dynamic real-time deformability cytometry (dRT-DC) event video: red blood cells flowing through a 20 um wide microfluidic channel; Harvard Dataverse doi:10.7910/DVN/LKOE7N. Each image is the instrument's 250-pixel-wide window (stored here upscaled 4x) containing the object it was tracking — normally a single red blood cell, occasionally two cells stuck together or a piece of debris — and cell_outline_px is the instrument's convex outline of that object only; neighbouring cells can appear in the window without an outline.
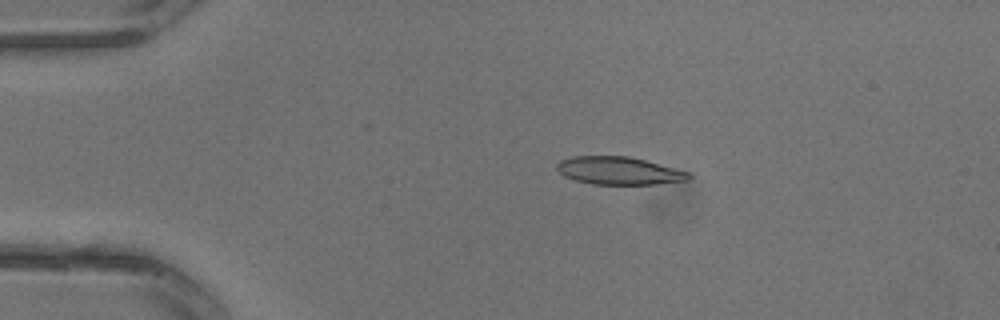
{"species": "common noctule bat (a hibernating species)", "species_latin": "Nyctalus noctula", "temperature_condition": "warm", "stored_images_in_passage": 15, "camera_frame_rate_fps": 3000, "um_per_image_px": 0.085, "animal": {"sex": "male", "body_mass_g": 13.3}, "frame": {"image": 1, "passage_image": 2, "time_ms": 0.333, "image_size_px": [1000, 320], "cell_outline_px": [[692, 176], [688, 180], [656, 184], [592, 184], [576, 180], [564, 176], [556, 168], [556, 164], [560, 160], [572, 156], [628, 156], [644, 160], [688, 172]], "centroid_in_image_um": [52.57, 14.51], "position_along_channel_um": 32.4, "area_um2": 21.15}}
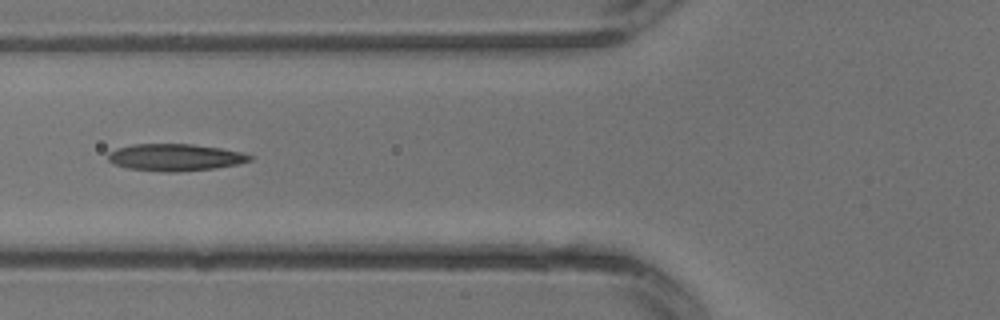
{"frame": {"image": 2, "passage_image": 8, "time_ms": 2.333, "image_size_px": [1000, 320], "cell_outline_px": [[252, 160], [236, 164], [216, 168], [176, 172], [164, 172], [128, 168], [112, 164], [108, 160], [108, 152], [116, 148], [132, 144], [192, 144], [220, 148], [244, 152], [252, 156]], "centroid_in_image_um": [14.86, 13.37], "position_along_channel_um": 110.9, "area_um2": 22.43}}
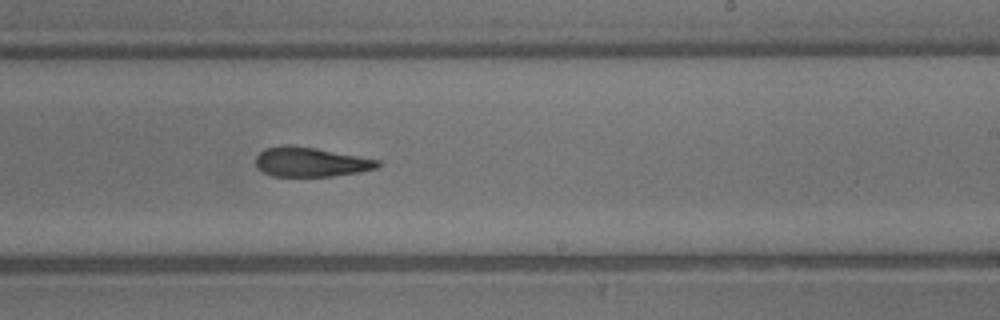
{"frame": {"image": 3, "passage_image": 15, "time_ms": 4.667, "image_size_px": [1000, 320], "cell_outline_px": [[384, 164], [376, 168], [360, 172], [332, 176], [272, 176], [264, 172], [256, 164], [256, 156], [264, 148], [280, 144], [292, 144], [316, 148], [380, 160]], "centroid_in_image_um": [26.42, 13.75], "position_along_channel_um": 262.6, "area_um2": 21.15}}